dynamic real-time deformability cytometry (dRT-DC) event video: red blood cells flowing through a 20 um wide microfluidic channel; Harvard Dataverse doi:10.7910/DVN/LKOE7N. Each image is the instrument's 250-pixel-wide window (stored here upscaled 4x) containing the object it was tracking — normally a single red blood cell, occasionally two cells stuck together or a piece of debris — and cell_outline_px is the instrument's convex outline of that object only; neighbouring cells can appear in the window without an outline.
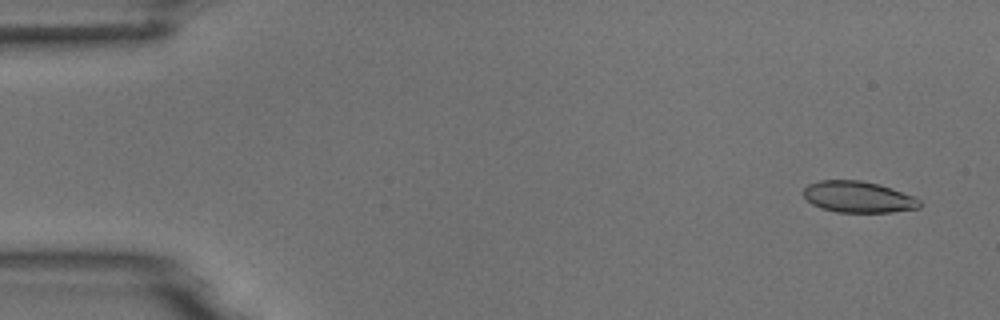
{"species": "common noctule bat (a hibernating species)", "species_latin": "Nyctalus noctula", "temperature_condition": "room temperature", "stored_images_in_passage": 5, "camera_frame_rate_fps": 3000, "um_per_image_px": 0.085, "animal": {"sex": "male", "body_mass_g": 18.8}, "frame": {"image": 1, "passage_image": 1, "time_ms": 0.0, "image_size_px": [1000, 320], "cell_outline_px": [[920, 208], [892, 212], [836, 212], [820, 208], [812, 204], [804, 196], [804, 188], [808, 184], [820, 180], [860, 180], [880, 184], [892, 188], [912, 196], [920, 200]], "centroid_in_image_um": [72.94, 16.74], "position_along_channel_um": 12.1, "area_um2": 21.21}}